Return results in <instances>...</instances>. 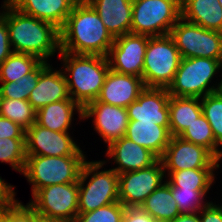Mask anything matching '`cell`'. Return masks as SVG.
<instances>
[{"instance_id": "1", "label": "cell", "mask_w": 222, "mask_h": 222, "mask_svg": "<svg viewBox=\"0 0 222 222\" xmlns=\"http://www.w3.org/2000/svg\"><path fill=\"white\" fill-rule=\"evenodd\" d=\"M60 32V51L107 56L114 38L89 2L75 3Z\"/></svg>"}, {"instance_id": "2", "label": "cell", "mask_w": 222, "mask_h": 222, "mask_svg": "<svg viewBox=\"0 0 222 222\" xmlns=\"http://www.w3.org/2000/svg\"><path fill=\"white\" fill-rule=\"evenodd\" d=\"M1 16L6 20L13 52L30 54L48 63L56 54L59 56L60 32L54 25L23 14L9 2Z\"/></svg>"}, {"instance_id": "3", "label": "cell", "mask_w": 222, "mask_h": 222, "mask_svg": "<svg viewBox=\"0 0 222 222\" xmlns=\"http://www.w3.org/2000/svg\"><path fill=\"white\" fill-rule=\"evenodd\" d=\"M59 58L70 97L82 108L97 100L110 70L107 56L60 51Z\"/></svg>"}, {"instance_id": "4", "label": "cell", "mask_w": 222, "mask_h": 222, "mask_svg": "<svg viewBox=\"0 0 222 222\" xmlns=\"http://www.w3.org/2000/svg\"><path fill=\"white\" fill-rule=\"evenodd\" d=\"M221 77L220 60L202 57L181 58L174 79L167 90L170 96L203 98L222 90Z\"/></svg>"}, {"instance_id": "5", "label": "cell", "mask_w": 222, "mask_h": 222, "mask_svg": "<svg viewBox=\"0 0 222 222\" xmlns=\"http://www.w3.org/2000/svg\"><path fill=\"white\" fill-rule=\"evenodd\" d=\"M103 160H86L78 180V213H87L119 202V174L104 168ZM104 168V170H103Z\"/></svg>"}, {"instance_id": "6", "label": "cell", "mask_w": 222, "mask_h": 222, "mask_svg": "<svg viewBox=\"0 0 222 222\" xmlns=\"http://www.w3.org/2000/svg\"><path fill=\"white\" fill-rule=\"evenodd\" d=\"M87 155H27L22 175L31 185V197L41 188L78 182Z\"/></svg>"}, {"instance_id": "7", "label": "cell", "mask_w": 222, "mask_h": 222, "mask_svg": "<svg viewBox=\"0 0 222 222\" xmlns=\"http://www.w3.org/2000/svg\"><path fill=\"white\" fill-rule=\"evenodd\" d=\"M180 60L179 50L170 34L149 37L142 74L144 86L168 88Z\"/></svg>"}, {"instance_id": "8", "label": "cell", "mask_w": 222, "mask_h": 222, "mask_svg": "<svg viewBox=\"0 0 222 222\" xmlns=\"http://www.w3.org/2000/svg\"><path fill=\"white\" fill-rule=\"evenodd\" d=\"M180 18L181 0H133L131 33L167 35Z\"/></svg>"}, {"instance_id": "9", "label": "cell", "mask_w": 222, "mask_h": 222, "mask_svg": "<svg viewBox=\"0 0 222 222\" xmlns=\"http://www.w3.org/2000/svg\"><path fill=\"white\" fill-rule=\"evenodd\" d=\"M170 35L181 58L202 57L222 62V32L205 29L181 17Z\"/></svg>"}, {"instance_id": "10", "label": "cell", "mask_w": 222, "mask_h": 222, "mask_svg": "<svg viewBox=\"0 0 222 222\" xmlns=\"http://www.w3.org/2000/svg\"><path fill=\"white\" fill-rule=\"evenodd\" d=\"M78 182L54 184L39 189L28 202L37 215L61 222H75L78 216Z\"/></svg>"}, {"instance_id": "11", "label": "cell", "mask_w": 222, "mask_h": 222, "mask_svg": "<svg viewBox=\"0 0 222 222\" xmlns=\"http://www.w3.org/2000/svg\"><path fill=\"white\" fill-rule=\"evenodd\" d=\"M166 181L162 162L136 171L119 174V202L126 207H140L145 199Z\"/></svg>"}, {"instance_id": "12", "label": "cell", "mask_w": 222, "mask_h": 222, "mask_svg": "<svg viewBox=\"0 0 222 222\" xmlns=\"http://www.w3.org/2000/svg\"><path fill=\"white\" fill-rule=\"evenodd\" d=\"M164 171H180L196 168H220L218 160L204 146L171 136L169 145L160 157Z\"/></svg>"}, {"instance_id": "13", "label": "cell", "mask_w": 222, "mask_h": 222, "mask_svg": "<svg viewBox=\"0 0 222 222\" xmlns=\"http://www.w3.org/2000/svg\"><path fill=\"white\" fill-rule=\"evenodd\" d=\"M72 133V134H71ZM73 132H56L36 122L25 131L26 155L69 156L87 155L74 140Z\"/></svg>"}, {"instance_id": "14", "label": "cell", "mask_w": 222, "mask_h": 222, "mask_svg": "<svg viewBox=\"0 0 222 222\" xmlns=\"http://www.w3.org/2000/svg\"><path fill=\"white\" fill-rule=\"evenodd\" d=\"M149 36L127 33L114 38L107 55L109 68L115 72L142 78Z\"/></svg>"}, {"instance_id": "15", "label": "cell", "mask_w": 222, "mask_h": 222, "mask_svg": "<svg viewBox=\"0 0 222 222\" xmlns=\"http://www.w3.org/2000/svg\"><path fill=\"white\" fill-rule=\"evenodd\" d=\"M91 119L93 130L108 146L111 142L125 137L129 123L127 109L98 100L83 108V120Z\"/></svg>"}, {"instance_id": "16", "label": "cell", "mask_w": 222, "mask_h": 222, "mask_svg": "<svg viewBox=\"0 0 222 222\" xmlns=\"http://www.w3.org/2000/svg\"><path fill=\"white\" fill-rule=\"evenodd\" d=\"M106 149L103 162L115 163L116 167L111 168L118 174L150 167L158 160L151 151L126 137L111 142Z\"/></svg>"}, {"instance_id": "17", "label": "cell", "mask_w": 222, "mask_h": 222, "mask_svg": "<svg viewBox=\"0 0 222 222\" xmlns=\"http://www.w3.org/2000/svg\"><path fill=\"white\" fill-rule=\"evenodd\" d=\"M169 98L167 88L145 87L138 99L126 107L129 120L169 126Z\"/></svg>"}, {"instance_id": "18", "label": "cell", "mask_w": 222, "mask_h": 222, "mask_svg": "<svg viewBox=\"0 0 222 222\" xmlns=\"http://www.w3.org/2000/svg\"><path fill=\"white\" fill-rule=\"evenodd\" d=\"M52 65L53 63L45 61L40 63L38 83L28 98L36 111L50 103L71 98L62 70L60 67L54 68Z\"/></svg>"}, {"instance_id": "19", "label": "cell", "mask_w": 222, "mask_h": 222, "mask_svg": "<svg viewBox=\"0 0 222 222\" xmlns=\"http://www.w3.org/2000/svg\"><path fill=\"white\" fill-rule=\"evenodd\" d=\"M145 88L141 77L109 70L97 100L126 108L138 99Z\"/></svg>"}, {"instance_id": "20", "label": "cell", "mask_w": 222, "mask_h": 222, "mask_svg": "<svg viewBox=\"0 0 222 222\" xmlns=\"http://www.w3.org/2000/svg\"><path fill=\"white\" fill-rule=\"evenodd\" d=\"M74 116L78 117L80 123L86 122L83 120V108L70 98L50 103L39 109L36 123L51 131L70 132L75 125L73 121L77 119Z\"/></svg>"}, {"instance_id": "21", "label": "cell", "mask_w": 222, "mask_h": 222, "mask_svg": "<svg viewBox=\"0 0 222 222\" xmlns=\"http://www.w3.org/2000/svg\"><path fill=\"white\" fill-rule=\"evenodd\" d=\"M113 38L131 32L133 0H89Z\"/></svg>"}, {"instance_id": "22", "label": "cell", "mask_w": 222, "mask_h": 222, "mask_svg": "<svg viewBox=\"0 0 222 222\" xmlns=\"http://www.w3.org/2000/svg\"><path fill=\"white\" fill-rule=\"evenodd\" d=\"M9 3L23 14L51 23L59 30L75 5L73 0H11Z\"/></svg>"}, {"instance_id": "23", "label": "cell", "mask_w": 222, "mask_h": 222, "mask_svg": "<svg viewBox=\"0 0 222 222\" xmlns=\"http://www.w3.org/2000/svg\"><path fill=\"white\" fill-rule=\"evenodd\" d=\"M125 137L151 151L160 159L169 145L171 134L169 126H160L158 122L129 120Z\"/></svg>"}, {"instance_id": "24", "label": "cell", "mask_w": 222, "mask_h": 222, "mask_svg": "<svg viewBox=\"0 0 222 222\" xmlns=\"http://www.w3.org/2000/svg\"><path fill=\"white\" fill-rule=\"evenodd\" d=\"M181 17L205 29L222 32V8L218 0H181Z\"/></svg>"}, {"instance_id": "25", "label": "cell", "mask_w": 222, "mask_h": 222, "mask_svg": "<svg viewBox=\"0 0 222 222\" xmlns=\"http://www.w3.org/2000/svg\"><path fill=\"white\" fill-rule=\"evenodd\" d=\"M169 132L179 136L197 117L202 114L201 98L170 96Z\"/></svg>"}, {"instance_id": "26", "label": "cell", "mask_w": 222, "mask_h": 222, "mask_svg": "<svg viewBox=\"0 0 222 222\" xmlns=\"http://www.w3.org/2000/svg\"><path fill=\"white\" fill-rule=\"evenodd\" d=\"M140 208L157 222H171L181 214L172 196L171 186L166 181L145 199Z\"/></svg>"}, {"instance_id": "27", "label": "cell", "mask_w": 222, "mask_h": 222, "mask_svg": "<svg viewBox=\"0 0 222 222\" xmlns=\"http://www.w3.org/2000/svg\"><path fill=\"white\" fill-rule=\"evenodd\" d=\"M220 168H196L180 171H167L166 182L171 187L182 189H213ZM216 179V180H215Z\"/></svg>"}, {"instance_id": "28", "label": "cell", "mask_w": 222, "mask_h": 222, "mask_svg": "<svg viewBox=\"0 0 222 222\" xmlns=\"http://www.w3.org/2000/svg\"><path fill=\"white\" fill-rule=\"evenodd\" d=\"M179 137L194 144L204 146L218 160H221L222 148L216 143L212 128L203 113Z\"/></svg>"}, {"instance_id": "29", "label": "cell", "mask_w": 222, "mask_h": 222, "mask_svg": "<svg viewBox=\"0 0 222 222\" xmlns=\"http://www.w3.org/2000/svg\"><path fill=\"white\" fill-rule=\"evenodd\" d=\"M41 62L36 56L13 52L0 64V82H15L32 72Z\"/></svg>"}, {"instance_id": "30", "label": "cell", "mask_w": 222, "mask_h": 222, "mask_svg": "<svg viewBox=\"0 0 222 222\" xmlns=\"http://www.w3.org/2000/svg\"><path fill=\"white\" fill-rule=\"evenodd\" d=\"M36 114L28 100L0 98V116L10 119L25 131L36 122Z\"/></svg>"}, {"instance_id": "31", "label": "cell", "mask_w": 222, "mask_h": 222, "mask_svg": "<svg viewBox=\"0 0 222 222\" xmlns=\"http://www.w3.org/2000/svg\"><path fill=\"white\" fill-rule=\"evenodd\" d=\"M171 190L181 214L198 213L210 202L207 198L211 199V201L213 199L209 198V190L212 189H182V187H171Z\"/></svg>"}, {"instance_id": "32", "label": "cell", "mask_w": 222, "mask_h": 222, "mask_svg": "<svg viewBox=\"0 0 222 222\" xmlns=\"http://www.w3.org/2000/svg\"><path fill=\"white\" fill-rule=\"evenodd\" d=\"M25 138H0V162L12 170L23 173L26 163Z\"/></svg>"}, {"instance_id": "33", "label": "cell", "mask_w": 222, "mask_h": 222, "mask_svg": "<svg viewBox=\"0 0 222 222\" xmlns=\"http://www.w3.org/2000/svg\"><path fill=\"white\" fill-rule=\"evenodd\" d=\"M39 75L40 64L15 82H0V98L28 100L31 91L38 83Z\"/></svg>"}, {"instance_id": "34", "label": "cell", "mask_w": 222, "mask_h": 222, "mask_svg": "<svg viewBox=\"0 0 222 222\" xmlns=\"http://www.w3.org/2000/svg\"><path fill=\"white\" fill-rule=\"evenodd\" d=\"M202 113L209 122L216 143L222 148V90L201 98Z\"/></svg>"}, {"instance_id": "35", "label": "cell", "mask_w": 222, "mask_h": 222, "mask_svg": "<svg viewBox=\"0 0 222 222\" xmlns=\"http://www.w3.org/2000/svg\"><path fill=\"white\" fill-rule=\"evenodd\" d=\"M125 207L114 202L87 213H78L75 222H121Z\"/></svg>"}, {"instance_id": "36", "label": "cell", "mask_w": 222, "mask_h": 222, "mask_svg": "<svg viewBox=\"0 0 222 222\" xmlns=\"http://www.w3.org/2000/svg\"><path fill=\"white\" fill-rule=\"evenodd\" d=\"M18 200L14 205L6 208V222H34L37 213L27 202Z\"/></svg>"}, {"instance_id": "37", "label": "cell", "mask_w": 222, "mask_h": 222, "mask_svg": "<svg viewBox=\"0 0 222 222\" xmlns=\"http://www.w3.org/2000/svg\"><path fill=\"white\" fill-rule=\"evenodd\" d=\"M0 138H25V130L10 119L0 116Z\"/></svg>"}, {"instance_id": "38", "label": "cell", "mask_w": 222, "mask_h": 222, "mask_svg": "<svg viewBox=\"0 0 222 222\" xmlns=\"http://www.w3.org/2000/svg\"><path fill=\"white\" fill-rule=\"evenodd\" d=\"M15 186L8 184L5 179L0 176V208H8L14 205L18 199L15 198Z\"/></svg>"}, {"instance_id": "39", "label": "cell", "mask_w": 222, "mask_h": 222, "mask_svg": "<svg viewBox=\"0 0 222 222\" xmlns=\"http://www.w3.org/2000/svg\"><path fill=\"white\" fill-rule=\"evenodd\" d=\"M13 53L6 20L0 16V64Z\"/></svg>"}, {"instance_id": "40", "label": "cell", "mask_w": 222, "mask_h": 222, "mask_svg": "<svg viewBox=\"0 0 222 222\" xmlns=\"http://www.w3.org/2000/svg\"><path fill=\"white\" fill-rule=\"evenodd\" d=\"M121 222H157L140 207H126Z\"/></svg>"}, {"instance_id": "41", "label": "cell", "mask_w": 222, "mask_h": 222, "mask_svg": "<svg viewBox=\"0 0 222 222\" xmlns=\"http://www.w3.org/2000/svg\"><path fill=\"white\" fill-rule=\"evenodd\" d=\"M200 222H222V211L216 201H210L199 212Z\"/></svg>"}, {"instance_id": "42", "label": "cell", "mask_w": 222, "mask_h": 222, "mask_svg": "<svg viewBox=\"0 0 222 222\" xmlns=\"http://www.w3.org/2000/svg\"><path fill=\"white\" fill-rule=\"evenodd\" d=\"M171 222H200L199 213L194 214H179Z\"/></svg>"}, {"instance_id": "43", "label": "cell", "mask_w": 222, "mask_h": 222, "mask_svg": "<svg viewBox=\"0 0 222 222\" xmlns=\"http://www.w3.org/2000/svg\"><path fill=\"white\" fill-rule=\"evenodd\" d=\"M34 222H61V221L52 220L50 218H46V217H42V216L37 215L34 219Z\"/></svg>"}, {"instance_id": "44", "label": "cell", "mask_w": 222, "mask_h": 222, "mask_svg": "<svg viewBox=\"0 0 222 222\" xmlns=\"http://www.w3.org/2000/svg\"><path fill=\"white\" fill-rule=\"evenodd\" d=\"M0 222H6V208H0Z\"/></svg>"}, {"instance_id": "45", "label": "cell", "mask_w": 222, "mask_h": 222, "mask_svg": "<svg viewBox=\"0 0 222 222\" xmlns=\"http://www.w3.org/2000/svg\"><path fill=\"white\" fill-rule=\"evenodd\" d=\"M221 199V201H220V203H218V201H217V206L221 209V211H222V198H220Z\"/></svg>"}, {"instance_id": "46", "label": "cell", "mask_w": 222, "mask_h": 222, "mask_svg": "<svg viewBox=\"0 0 222 222\" xmlns=\"http://www.w3.org/2000/svg\"><path fill=\"white\" fill-rule=\"evenodd\" d=\"M5 3H6L5 1H3V2L1 3V6H0V9H1V10H0V16H1V12H2V9H3L4 5H5Z\"/></svg>"}, {"instance_id": "47", "label": "cell", "mask_w": 222, "mask_h": 222, "mask_svg": "<svg viewBox=\"0 0 222 222\" xmlns=\"http://www.w3.org/2000/svg\"><path fill=\"white\" fill-rule=\"evenodd\" d=\"M219 1V4L221 5V8H222V0H218Z\"/></svg>"}, {"instance_id": "48", "label": "cell", "mask_w": 222, "mask_h": 222, "mask_svg": "<svg viewBox=\"0 0 222 222\" xmlns=\"http://www.w3.org/2000/svg\"><path fill=\"white\" fill-rule=\"evenodd\" d=\"M75 3L80 2L81 0H73Z\"/></svg>"}]
</instances>
